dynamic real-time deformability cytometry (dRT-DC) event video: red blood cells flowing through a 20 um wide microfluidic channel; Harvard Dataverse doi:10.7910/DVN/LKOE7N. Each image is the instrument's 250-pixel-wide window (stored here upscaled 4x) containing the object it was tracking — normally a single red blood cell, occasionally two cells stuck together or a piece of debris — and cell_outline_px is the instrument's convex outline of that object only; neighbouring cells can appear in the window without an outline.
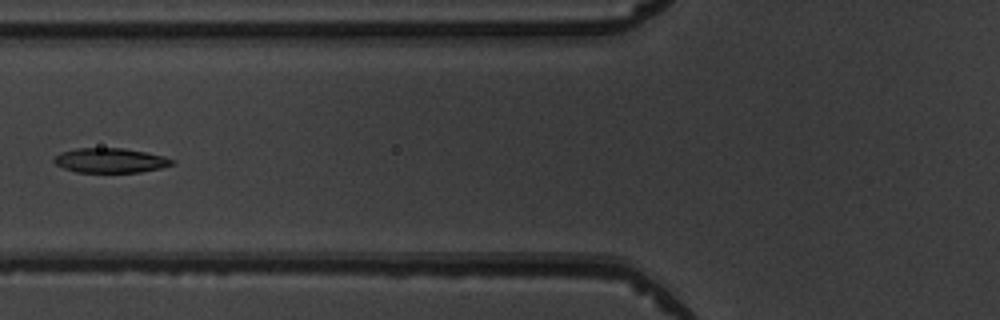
{"species": "common noctule bat (a hibernating species)", "species_latin": "Nyctalus noctula", "temperature_condition": "warm", "stored_images_in_passage": 6, "camera_frame_rate_fps": 3000, "um_per_image_px": 0.085, "animal": {"sex": "male", "body_mass_g": 19.5, "forearm_length_mm": 54.6}, "frame": {"image": 1, "passage_image": 5, "time_ms": 4.667, "image_size_px": [1000, 320], "cell_outline_px": [[176, 160], [172, 164], [160, 168], [140, 172], [76, 172], [64, 168], [56, 164], [52, 160], [60, 152], [76, 148], [124, 148], [164, 156]], "centroid_in_image_um": [9.36, 13.63], "position_along_channel_um": 116.4, "area_um2": 16.88}}
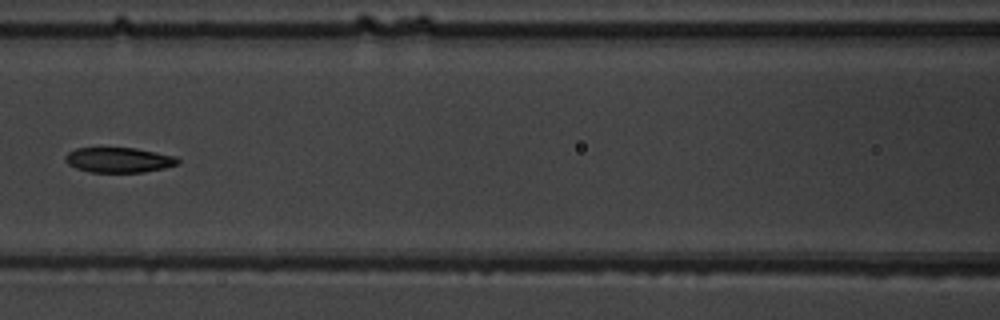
{"frame": {"image": 2, "passage_image": 6, "time_ms": 5.667, "image_size_px": [1000, 320], "cell_outline_px": [[180, 164], [164, 168], [144, 172], [92, 172], [76, 168], [68, 164], [64, 160], [64, 156], [68, 152], [76, 148], [136, 148], [176, 156], [180, 160]], "centroid_in_image_um": [10.11, 13.59], "position_along_channel_um": 156.5, "area_um2": 16.53}}